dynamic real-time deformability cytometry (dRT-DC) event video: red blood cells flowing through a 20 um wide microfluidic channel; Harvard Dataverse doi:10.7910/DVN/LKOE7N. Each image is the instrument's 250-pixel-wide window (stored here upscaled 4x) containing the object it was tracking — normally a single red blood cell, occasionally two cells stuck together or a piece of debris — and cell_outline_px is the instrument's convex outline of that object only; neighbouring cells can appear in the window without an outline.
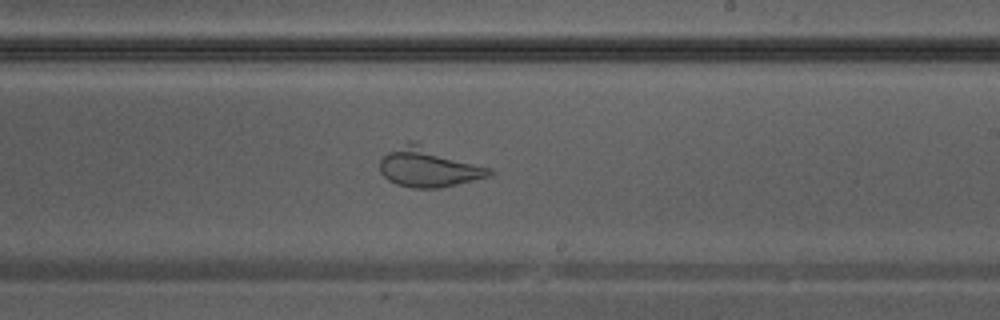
{"species": "Egyptian fruit bat (a non-hibernating species)", "species_latin": "Rousettus aegyptiacus", "temperature_condition": "warm", "stored_images_in_passage": 38, "camera_frame_rate_fps": 3000, "um_per_image_px": 0.085, "animal": {"sex": "male"}, "frame": {"image": 1, "passage_image": 22, "time_ms": 7.0, "image_size_px": [1000, 320], "cell_outline_px": [[496, 172], [492, 176], [440, 188], [412, 188], [396, 184], [388, 180], [380, 172], [380, 160], [388, 152], [408, 140], [416, 140], [492, 168]], "centroid_in_image_um": [36.5, 14.19], "position_along_channel_um": 252.5, "area_um2": 25.95}}